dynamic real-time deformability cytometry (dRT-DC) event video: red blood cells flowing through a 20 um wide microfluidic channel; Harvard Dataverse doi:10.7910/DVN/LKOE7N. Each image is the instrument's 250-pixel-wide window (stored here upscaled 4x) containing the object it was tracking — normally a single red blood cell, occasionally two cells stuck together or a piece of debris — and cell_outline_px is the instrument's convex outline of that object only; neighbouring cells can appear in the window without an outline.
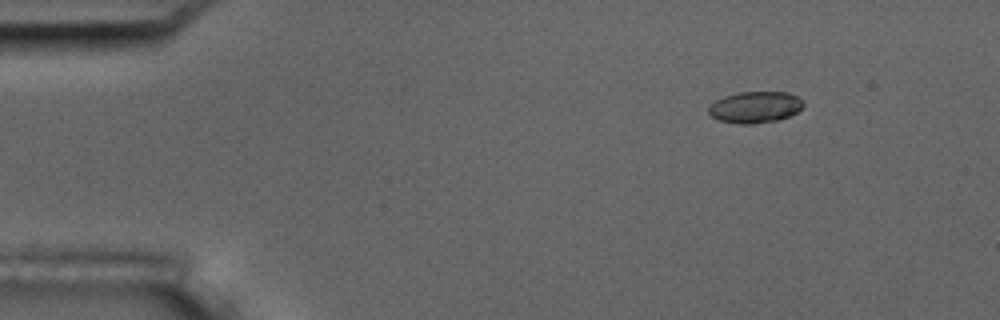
{"species": "common noctule bat (a hibernating species)", "species_latin": "Nyctalus noctula", "temperature_condition": "room temperature", "stored_images_in_passage": 3, "camera_frame_rate_fps": 3000, "um_per_image_px": 0.085, "animal": {"sex": "male", "body_mass_g": 17.5, "forearm_length_mm": 52.3}, "frame": {"image": 1, "passage_image": 1, "time_ms": 0.0, "image_size_px": [1000, 320], "cell_outline_px": [[804, 108], [780, 120], [756, 124], [736, 124], [720, 120], [712, 116], [708, 112], [708, 108], [716, 100], [724, 96], [740, 92], [788, 92], [804, 100]], "centroid_in_image_um": [64.22, 9.12], "position_along_channel_um": 20.8, "area_um2": 17.51}}